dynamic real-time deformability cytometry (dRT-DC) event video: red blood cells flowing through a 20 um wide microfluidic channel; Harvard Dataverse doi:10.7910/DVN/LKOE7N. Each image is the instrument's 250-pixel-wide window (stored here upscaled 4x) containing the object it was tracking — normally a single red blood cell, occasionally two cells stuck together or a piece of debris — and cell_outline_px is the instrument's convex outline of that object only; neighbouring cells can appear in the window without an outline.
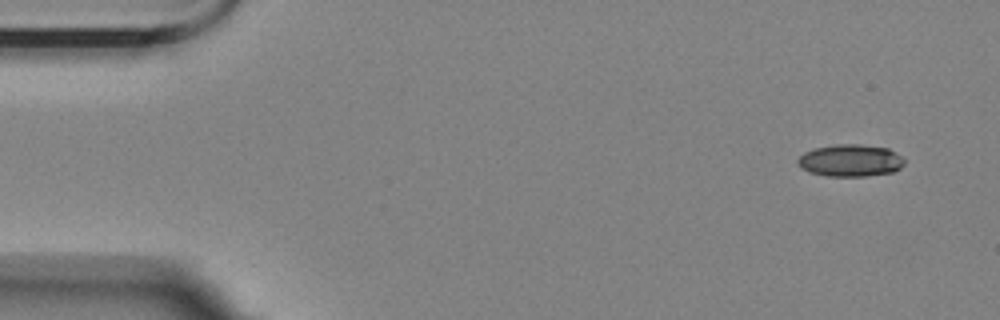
{"species": "Egyptian fruit bat (a non-hibernating species)", "species_latin": "Rousettus aegyptiacus", "temperature_condition": "room temperature", "stored_images_in_passage": 4, "segment_of_instrument_passage": [2, 2], "camera_frame_rate_fps": 3000, "um_per_image_px": 0.085, "animal": {"sex": "female"}, "frame": {"image": 1, "passage_image": 4, "time_ms": 4.333, "image_size_px": [1000, 320], "cell_outline_px": [[904, 164], [900, 168], [892, 172], [868, 176], [828, 176], [808, 172], [800, 168], [796, 164], [796, 160], [804, 152], [816, 148], [836, 144], [860, 144], [888, 148], [900, 156], [904, 160]], "centroid_in_image_um": [72.24, 13.65], "position_along_channel_um": 12.8, "area_um2": 20.06}}